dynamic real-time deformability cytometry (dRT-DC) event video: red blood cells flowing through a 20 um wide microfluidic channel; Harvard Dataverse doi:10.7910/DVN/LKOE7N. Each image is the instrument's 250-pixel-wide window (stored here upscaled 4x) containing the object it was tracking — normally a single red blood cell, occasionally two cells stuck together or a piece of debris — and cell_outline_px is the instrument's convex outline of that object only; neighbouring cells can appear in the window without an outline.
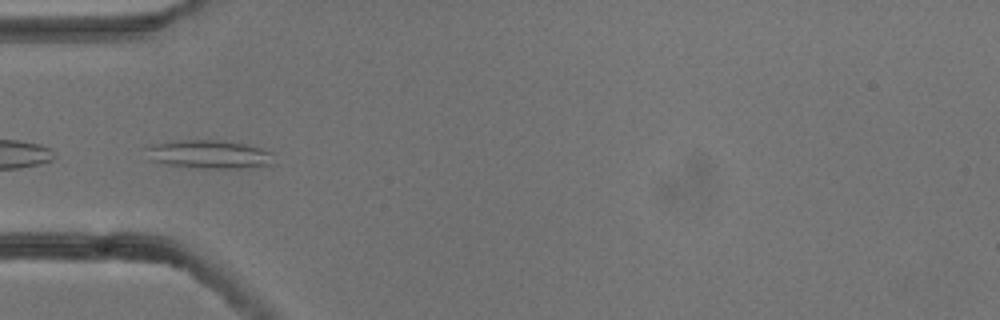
{"species": "common noctule bat (a hibernating species)", "species_latin": "Nyctalus noctula", "temperature_condition": "cold", "stored_images_in_passage": 5, "camera_frame_rate_fps": 3000, "um_per_image_px": 0.085, "animal": {"sex": "male", "body_mass_g": 13.3}, "frame": {"image": 1, "passage_image": 2, "time_ms": 0.333, "image_size_px": [1000, 320], "cell_outline_px": [[276, 164], [252, 168], [200, 168], [168, 164], [152, 160], [144, 148], [152, 144], [176, 140], [212, 140], [244, 144], [260, 148], [272, 152]], "centroid_in_image_um": [17.84, 13.12], "position_along_channel_um": 67.2, "area_um2": 21.15}}
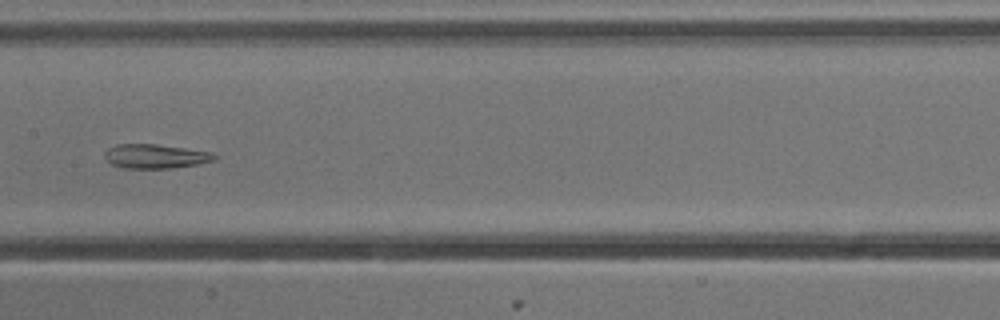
{"frame": {"image": 2, "passage_image": 5, "time_ms": 1.333, "image_size_px": [1000, 320], "cell_outline_px": [[216, 160], [196, 164], [172, 168], [124, 168], [112, 164], [104, 156], [104, 152], [108, 148], [116, 144], [156, 144], [212, 152], [216, 156]], "centroid_in_image_um": [13.2, 13.28], "position_along_channel_um": 194.2, "area_um2": 15.37}}